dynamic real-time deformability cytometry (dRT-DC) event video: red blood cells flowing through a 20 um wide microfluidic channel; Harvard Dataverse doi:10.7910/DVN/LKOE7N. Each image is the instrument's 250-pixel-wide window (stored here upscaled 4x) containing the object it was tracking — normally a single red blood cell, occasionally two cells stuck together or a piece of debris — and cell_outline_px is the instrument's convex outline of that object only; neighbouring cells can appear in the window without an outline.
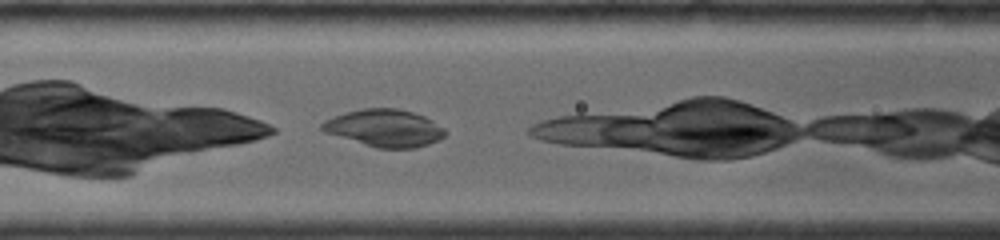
{"species": "common noctule bat (a hibernating species)", "species_latin": "Nyctalus noctula", "temperature_condition": "room temperature", "stored_images_in_passage": 4, "camera_frame_rate_fps": 4000, "um_per_image_px": 0.085, "animal": {"sex": "female", "body_mass_g": 19.0, "forearm_length_mm": 56.7}, "frame": {"image": 1, "passage_image": 3, "time_ms": 1.5, "image_size_px": [1000, 240], "cell_outline_px": [[448, 132], [444, 136], [428, 144], [416, 148], [376, 148], [324, 132], [320, 128], [320, 124], [324, 120], [332, 116], [364, 108], [396, 108], [412, 112], [424, 116], [432, 120], [444, 128]], "centroid_in_image_um": [32.68, 10.88], "position_along_channel_um": 133.9, "area_um2": 26.7}}